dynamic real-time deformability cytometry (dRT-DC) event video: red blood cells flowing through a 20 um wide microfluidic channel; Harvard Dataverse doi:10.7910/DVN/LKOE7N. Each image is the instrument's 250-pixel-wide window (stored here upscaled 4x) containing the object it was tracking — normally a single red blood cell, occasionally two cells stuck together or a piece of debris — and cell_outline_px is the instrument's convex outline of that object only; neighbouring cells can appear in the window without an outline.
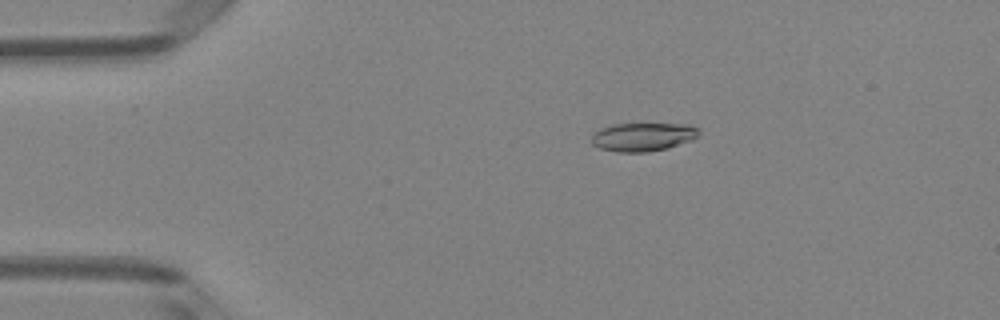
{"species": "Egyptian fruit bat (a non-hibernating species)", "species_latin": "Rousettus aegyptiacus", "temperature_condition": "room temperature", "stored_images_in_passage": 50, "camera_frame_rate_fps": 3000, "um_per_image_px": 0.085, "animal": {"sex": "female"}, "frame": {"image": 1, "passage_image": 10, "time_ms": 3.0, "image_size_px": [1000, 320], "cell_outline_px": [[700, 136], [692, 140], [668, 148], [648, 152], [616, 152], [600, 148], [592, 144], [592, 132], [600, 128], [612, 124], [688, 124], [700, 128]], "centroid_in_image_um": [54.67, 11.63], "position_along_channel_um": 30.3, "area_um2": 18.09}}
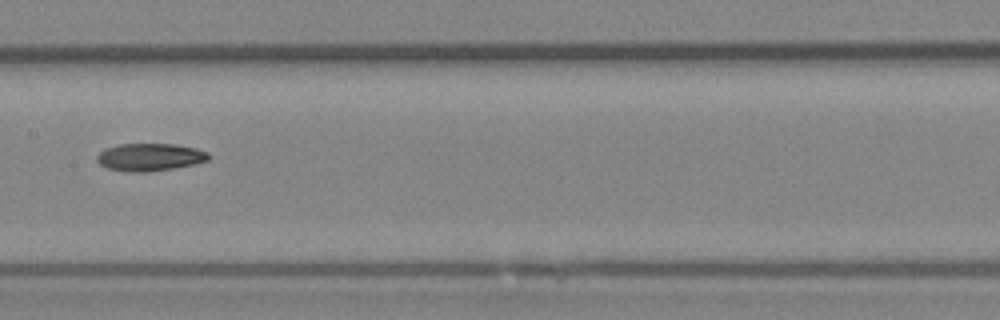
{"frame": {"image": 2, "passage_image": 26, "time_ms": 8.333, "image_size_px": [1000, 320], "cell_outline_px": [[212, 156], [208, 160], [196, 164], [148, 172], [128, 172], [108, 168], [100, 164], [96, 160], [96, 156], [104, 148], [120, 144], [176, 144], [196, 148], [208, 152]], "centroid_in_image_um": [12.75, 13.35], "position_along_channel_um": 194.6, "area_um2": 18.09}}
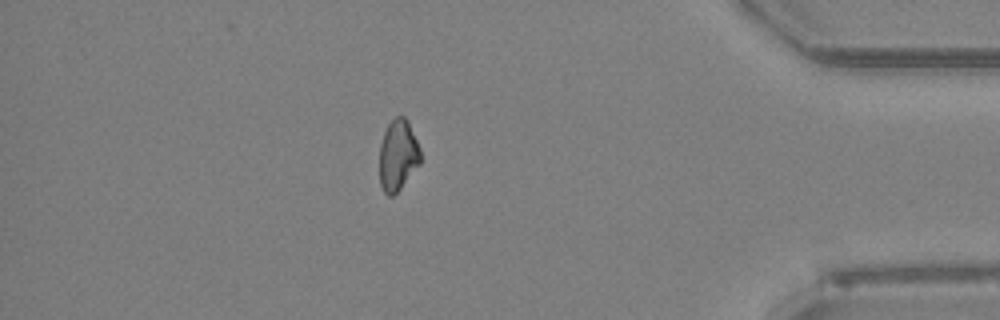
{"frame": {"image": 3, "passage_image": 44, "time_ms": 14.333, "image_size_px": [1000, 320], "cell_outline_px": [[420, 164], [400, 188], [392, 196], [388, 196], [384, 192], [380, 184], [380, 144], [384, 132], [388, 124], [396, 116], [404, 116], [408, 120], [420, 148]], "centroid_in_image_um": [33.82, 13.18], "position_along_channel_um": 401.4, "area_um2": 16.88}}